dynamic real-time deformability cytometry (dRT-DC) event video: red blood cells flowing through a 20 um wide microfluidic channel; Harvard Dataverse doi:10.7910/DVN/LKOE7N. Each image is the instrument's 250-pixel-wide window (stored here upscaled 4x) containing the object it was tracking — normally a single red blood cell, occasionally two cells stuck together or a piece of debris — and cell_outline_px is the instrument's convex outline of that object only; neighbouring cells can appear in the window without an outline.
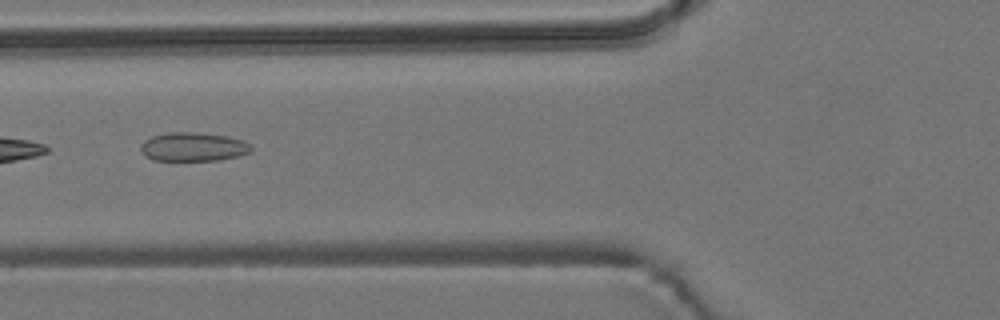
{"species": "common noctule bat (a hibernating species)", "species_latin": "Nyctalus noctula", "temperature_condition": "room temperature", "stored_images_in_passage": 8, "camera_frame_rate_fps": 3000, "um_per_image_px": 0.085, "animal": {"sex": "male", "body_mass_g": 19.2, "forearm_length_mm": 51.8}, "frame": {"image": 1, "passage_image": 6, "time_ms": 6.0, "image_size_px": [1000, 320], "cell_outline_px": [[252, 152], [236, 156], [216, 160], [152, 160], [144, 156], [140, 152], [140, 144], [144, 140], [152, 136], [168, 132], [196, 132], [228, 136], [240, 140], [248, 144], [252, 148]], "centroid_in_image_um": [16.35, 12.48], "position_along_channel_um": 109.4, "area_um2": 18.55}}
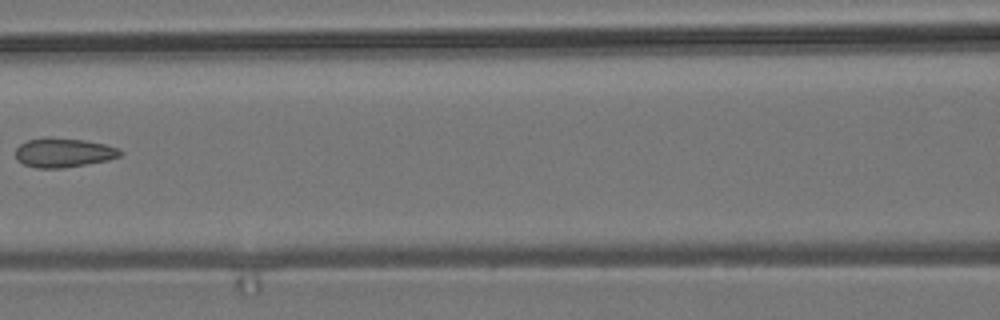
{"frame": {"image": 2, "passage_image": 7, "time_ms": 7.333, "image_size_px": [1000, 320], "cell_outline_px": [[124, 152], [120, 156], [108, 160], [64, 168], [36, 168], [24, 164], [16, 160], [16, 148], [20, 144], [28, 140], [44, 136], [48, 136], [84, 140], [104, 144], [120, 148]], "centroid_in_image_um": [5.4, 12.96], "position_along_channel_um": 161.2, "area_um2": 18.09}}
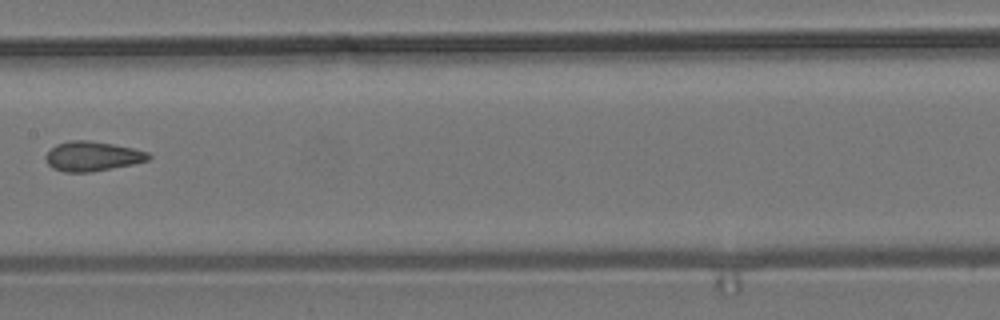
{"frame": {"image": 3, "passage_image": 8, "time_ms": 8.333, "image_size_px": [1000, 320], "cell_outline_px": [[152, 156], [148, 160], [132, 164], [92, 172], [64, 172], [52, 168], [48, 164], [44, 156], [56, 144], [68, 140], [88, 140], [112, 144], [132, 148], [148, 152]], "centroid_in_image_um": [7.83, 13.28], "position_along_channel_um": 199.6, "area_um2": 17.74}}